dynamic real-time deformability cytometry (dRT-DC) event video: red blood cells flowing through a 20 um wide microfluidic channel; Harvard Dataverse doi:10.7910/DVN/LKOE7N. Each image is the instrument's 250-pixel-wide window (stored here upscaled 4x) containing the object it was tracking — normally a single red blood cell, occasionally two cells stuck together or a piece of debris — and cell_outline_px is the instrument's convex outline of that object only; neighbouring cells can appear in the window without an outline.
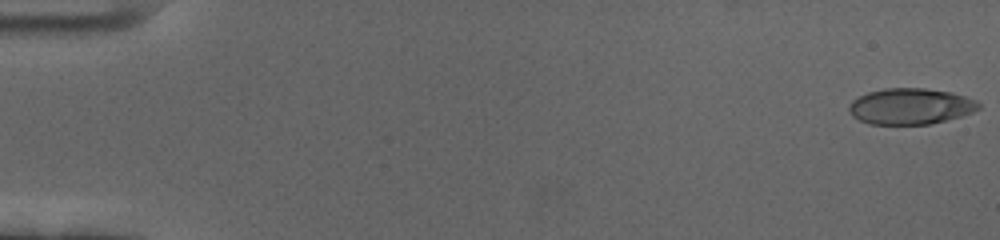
{"species": "human", "species_latin": "Homo sapiens", "temperature_condition": "cold", "stored_images_in_passage": 59, "camera_frame_rate_fps": 3000, "um_per_image_px": 0.085, "donor": {"sex": "female"}, "frame": {"image": 1, "passage_image": 1, "time_ms": 0.0, "image_size_px": [1000, 240], "cell_outline_px": [[980, 108], [972, 112], [960, 116], [928, 124], [868, 124], [852, 116], [848, 108], [852, 100], [868, 92], [884, 88], [924, 88], [952, 92], [976, 100], [980, 104]], "centroid_in_image_um": [77.38, 9.03], "position_along_channel_um": 7.6, "area_um2": 27.11}}
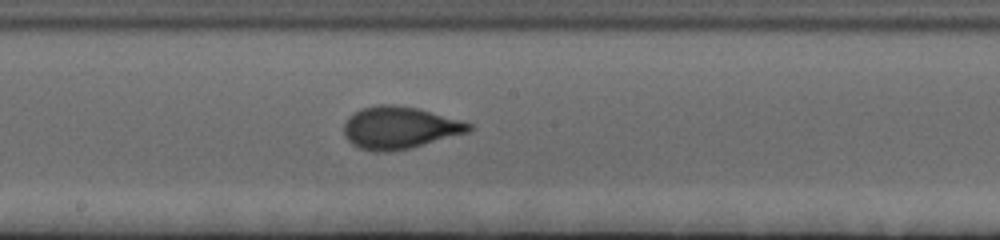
{"frame": {"image": 2, "passage_image": 33, "time_ms": 10.667, "image_size_px": [1000, 240], "cell_outline_px": [[476, 128], [468, 132], [408, 148], [388, 152], [376, 152], [360, 148], [352, 144], [348, 140], [344, 132], [344, 124], [352, 112], [360, 108], [376, 104], [392, 104], [420, 108], [460, 120], [472, 124]], "centroid_in_image_um": [33.95, 10.83], "position_along_channel_um": 214.3, "area_um2": 30.81}}
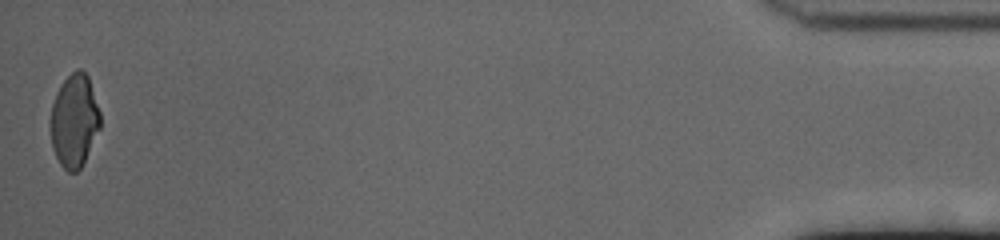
{"frame": {"image": 3, "passage_image": 59, "time_ms": 19.333, "image_size_px": [1000, 240], "cell_outline_px": [[100, 128], [80, 168], [76, 172], [68, 172], [60, 164], [52, 148], [48, 124], [48, 120], [52, 104], [56, 92], [60, 84], [76, 68], [80, 68], [88, 76], [100, 112]], "centroid_in_image_um": [6.27, 10.24], "position_along_channel_um": 428.9, "area_um2": 27.22}, "authors_computed_cell_mechanics": {"area_um2": 28.9, "velocity_mm_per_s": 3.4608, "shape_relaxation_time_tau1_ms": 3.815, "shape_relaxation_time_tau2_ms": 0.8395, "deformation_change_tau1": 0.1537, "deformation_change_tau2": 0.0677}}